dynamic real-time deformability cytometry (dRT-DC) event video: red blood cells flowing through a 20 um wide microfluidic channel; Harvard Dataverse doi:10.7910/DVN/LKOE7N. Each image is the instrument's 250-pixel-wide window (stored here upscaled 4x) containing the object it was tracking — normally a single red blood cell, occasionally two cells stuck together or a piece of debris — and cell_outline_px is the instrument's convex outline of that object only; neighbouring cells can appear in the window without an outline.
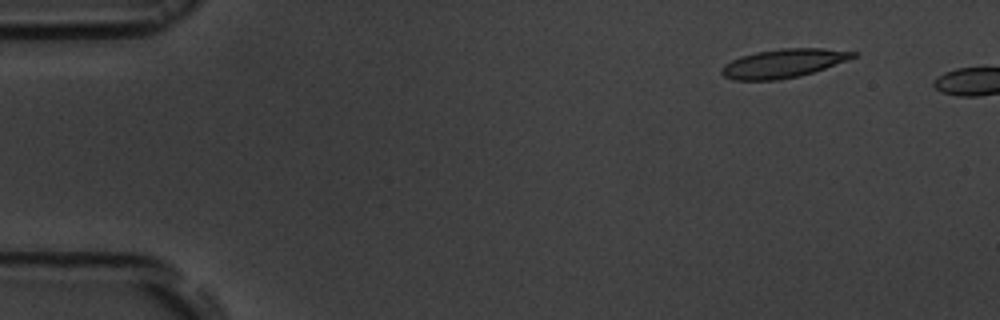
{"species": "common noctule bat (a hibernating species)", "species_latin": "Nyctalus noctula", "temperature_condition": "room temperature", "stored_images_in_passage": 3, "camera_frame_rate_fps": 3000, "um_per_image_px": 0.085, "animal": {"sex": "male", "body_mass_g": 19.5, "forearm_length_mm": 54.6}, "frame": {"image": 1, "passage_image": 2, "time_ms": 1.0, "image_size_px": [1000, 320], "cell_outline_px": [[860, 52], [856, 56], [848, 60], [800, 76], [776, 80], [732, 80], [724, 76], [720, 72], [720, 68], [724, 64], [740, 56], [756, 52], [780, 48], [824, 48]], "centroid_in_image_um": [66.57, 5.38], "position_along_channel_um": 18.4, "area_um2": 22.08}}